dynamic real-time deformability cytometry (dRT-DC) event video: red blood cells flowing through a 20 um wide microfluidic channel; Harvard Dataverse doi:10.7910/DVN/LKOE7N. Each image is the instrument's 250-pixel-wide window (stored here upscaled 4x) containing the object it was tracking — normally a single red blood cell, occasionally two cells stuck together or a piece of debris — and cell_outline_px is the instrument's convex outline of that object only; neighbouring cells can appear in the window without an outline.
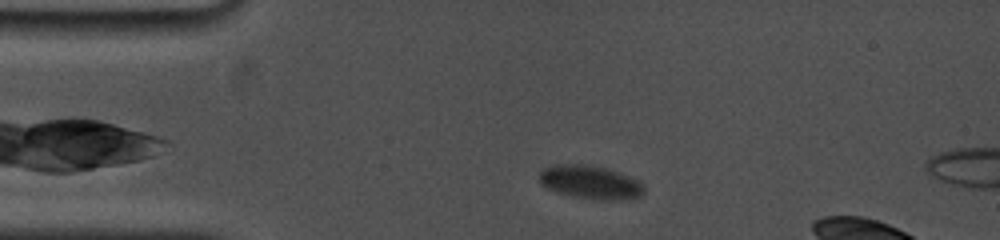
{"species": "common noctule bat (a hibernating species)", "species_latin": "Nyctalus noctula", "temperature_condition": "cold", "stored_images_in_passage": 79, "camera_frame_rate_fps": 5000, "um_per_image_px": 0.085, "animal": {"sex": "female", "body_mass_g": 19.0, "forearm_length_mm": 53.3}, "frame": {"image": 1, "passage_image": 8, "time_ms": 2.2, "image_size_px": [1000, 240], "cell_outline_px": [[644, 192], [640, 196], [628, 200], [596, 200], [572, 196], [556, 192], [540, 184], [540, 172], [544, 168], [556, 164], [584, 164], [604, 168], [628, 176], [644, 184]], "centroid_in_image_um": [50.18, 15.51], "position_along_channel_um": 34.8, "area_um2": 20.4}}
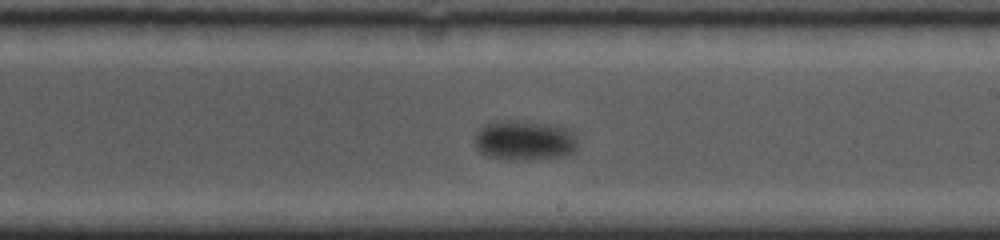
{"frame": {"image": 2, "passage_image": 41, "time_ms": 9.8, "image_size_px": [1000, 240], "cell_outline_px": [[576, 148], [572, 152], [560, 156], [528, 160], [508, 160], [484, 156], [476, 148], [476, 136], [480, 128], [484, 124], [496, 120], [512, 120], [552, 124], [568, 128], [576, 132]], "centroid_in_image_um": [44.57, 11.92], "position_along_channel_um": 244.4, "area_um2": 24.28}}
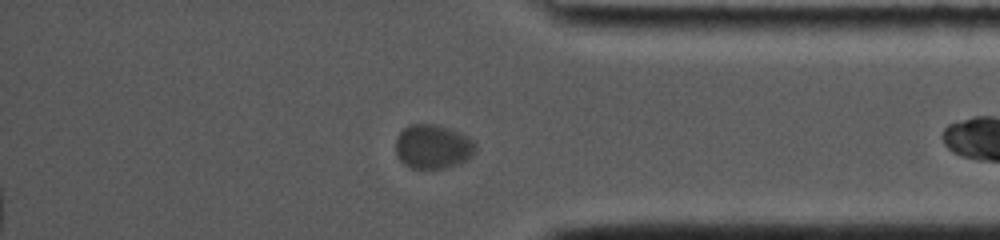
{"frame": {"image": 3, "passage_image": 65, "time_ms": 14.6, "image_size_px": [1000, 240], "cell_outline_px": [[476, 152], [472, 156], [460, 164], [444, 168], [412, 168], [404, 164], [396, 156], [396, 136], [408, 124], [432, 124], [448, 128], [460, 132], [468, 136], [476, 144]], "centroid_in_image_um": [36.8, 12.46], "position_along_channel_um": 398.4, "area_um2": 20.75}}